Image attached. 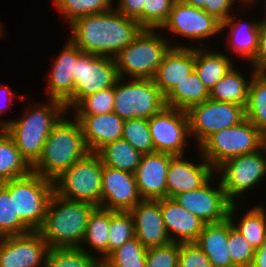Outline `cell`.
<instances>
[{
	"mask_svg": "<svg viewBox=\"0 0 266 267\" xmlns=\"http://www.w3.org/2000/svg\"><path fill=\"white\" fill-rule=\"evenodd\" d=\"M32 166L4 129H0V183L27 176Z\"/></svg>",
	"mask_w": 266,
	"mask_h": 267,
	"instance_id": "32",
	"label": "cell"
},
{
	"mask_svg": "<svg viewBox=\"0 0 266 267\" xmlns=\"http://www.w3.org/2000/svg\"><path fill=\"white\" fill-rule=\"evenodd\" d=\"M245 118L262 133L266 132V74L255 73L252 77Z\"/></svg>",
	"mask_w": 266,
	"mask_h": 267,
	"instance_id": "35",
	"label": "cell"
},
{
	"mask_svg": "<svg viewBox=\"0 0 266 267\" xmlns=\"http://www.w3.org/2000/svg\"><path fill=\"white\" fill-rule=\"evenodd\" d=\"M0 20H1V19H0ZM2 24H3V23H1V21H0V38L4 35V32H5V31H4L5 29H3Z\"/></svg>",
	"mask_w": 266,
	"mask_h": 267,
	"instance_id": "55",
	"label": "cell"
},
{
	"mask_svg": "<svg viewBox=\"0 0 266 267\" xmlns=\"http://www.w3.org/2000/svg\"><path fill=\"white\" fill-rule=\"evenodd\" d=\"M95 208L90 203L67 200L53 193L37 232L49 248H79Z\"/></svg>",
	"mask_w": 266,
	"mask_h": 267,
	"instance_id": "3",
	"label": "cell"
},
{
	"mask_svg": "<svg viewBox=\"0 0 266 267\" xmlns=\"http://www.w3.org/2000/svg\"><path fill=\"white\" fill-rule=\"evenodd\" d=\"M195 68V47H172L158 66L153 77L155 85L165 96Z\"/></svg>",
	"mask_w": 266,
	"mask_h": 267,
	"instance_id": "25",
	"label": "cell"
},
{
	"mask_svg": "<svg viewBox=\"0 0 266 267\" xmlns=\"http://www.w3.org/2000/svg\"><path fill=\"white\" fill-rule=\"evenodd\" d=\"M73 78L74 94L64 103L67 112L82 98L115 86L119 79L115 58L82 52Z\"/></svg>",
	"mask_w": 266,
	"mask_h": 267,
	"instance_id": "10",
	"label": "cell"
},
{
	"mask_svg": "<svg viewBox=\"0 0 266 267\" xmlns=\"http://www.w3.org/2000/svg\"><path fill=\"white\" fill-rule=\"evenodd\" d=\"M99 267H110V266L107 265L104 261H101Z\"/></svg>",
	"mask_w": 266,
	"mask_h": 267,
	"instance_id": "56",
	"label": "cell"
},
{
	"mask_svg": "<svg viewBox=\"0 0 266 267\" xmlns=\"http://www.w3.org/2000/svg\"><path fill=\"white\" fill-rule=\"evenodd\" d=\"M263 3L265 5V6L263 5V9L265 7V10L262 9V12L265 13V14H264V16L262 15L261 20H266V0H263Z\"/></svg>",
	"mask_w": 266,
	"mask_h": 267,
	"instance_id": "54",
	"label": "cell"
},
{
	"mask_svg": "<svg viewBox=\"0 0 266 267\" xmlns=\"http://www.w3.org/2000/svg\"><path fill=\"white\" fill-rule=\"evenodd\" d=\"M146 251L144 245L134 237L114 250L104 262L110 267H146Z\"/></svg>",
	"mask_w": 266,
	"mask_h": 267,
	"instance_id": "38",
	"label": "cell"
},
{
	"mask_svg": "<svg viewBox=\"0 0 266 267\" xmlns=\"http://www.w3.org/2000/svg\"><path fill=\"white\" fill-rule=\"evenodd\" d=\"M32 230L15 213L14 179L0 183V236L23 235Z\"/></svg>",
	"mask_w": 266,
	"mask_h": 267,
	"instance_id": "33",
	"label": "cell"
},
{
	"mask_svg": "<svg viewBox=\"0 0 266 267\" xmlns=\"http://www.w3.org/2000/svg\"><path fill=\"white\" fill-rule=\"evenodd\" d=\"M103 163L97 152H88L53 180L54 193L71 201L101 206Z\"/></svg>",
	"mask_w": 266,
	"mask_h": 267,
	"instance_id": "6",
	"label": "cell"
},
{
	"mask_svg": "<svg viewBox=\"0 0 266 267\" xmlns=\"http://www.w3.org/2000/svg\"><path fill=\"white\" fill-rule=\"evenodd\" d=\"M173 199L205 224L224 221L231 205L216 174L201 187L178 194Z\"/></svg>",
	"mask_w": 266,
	"mask_h": 267,
	"instance_id": "15",
	"label": "cell"
},
{
	"mask_svg": "<svg viewBox=\"0 0 266 267\" xmlns=\"http://www.w3.org/2000/svg\"><path fill=\"white\" fill-rule=\"evenodd\" d=\"M178 267H212L206 254L195 242L180 243Z\"/></svg>",
	"mask_w": 266,
	"mask_h": 267,
	"instance_id": "45",
	"label": "cell"
},
{
	"mask_svg": "<svg viewBox=\"0 0 266 267\" xmlns=\"http://www.w3.org/2000/svg\"><path fill=\"white\" fill-rule=\"evenodd\" d=\"M176 0H145L143 29L160 30L165 24Z\"/></svg>",
	"mask_w": 266,
	"mask_h": 267,
	"instance_id": "42",
	"label": "cell"
},
{
	"mask_svg": "<svg viewBox=\"0 0 266 267\" xmlns=\"http://www.w3.org/2000/svg\"><path fill=\"white\" fill-rule=\"evenodd\" d=\"M236 1L235 0H205L204 11H206L210 15L215 16L218 20L223 22L229 18V16L233 13V11L234 12L236 10L238 11L239 8H236L235 4L240 3L239 6L242 8L241 6L242 2L238 0Z\"/></svg>",
	"mask_w": 266,
	"mask_h": 267,
	"instance_id": "46",
	"label": "cell"
},
{
	"mask_svg": "<svg viewBox=\"0 0 266 267\" xmlns=\"http://www.w3.org/2000/svg\"><path fill=\"white\" fill-rule=\"evenodd\" d=\"M239 1H241L242 2V5L244 6V7H246V8H253L254 6H252V5H255V4H257L258 3V1H260V0H239ZM248 6H251V7H248Z\"/></svg>",
	"mask_w": 266,
	"mask_h": 267,
	"instance_id": "52",
	"label": "cell"
},
{
	"mask_svg": "<svg viewBox=\"0 0 266 267\" xmlns=\"http://www.w3.org/2000/svg\"><path fill=\"white\" fill-rule=\"evenodd\" d=\"M181 1L193 7L204 10L205 0H181Z\"/></svg>",
	"mask_w": 266,
	"mask_h": 267,
	"instance_id": "51",
	"label": "cell"
},
{
	"mask_svg": "<svg viewBox=\"0 0 266 267\" xmlns=\"http://www.w3.org/2000/svg\"><path fill=\"white\" fill-rule=\"evenodd\" d=\"M100 208L113 211H130L142 197L133 173L103 165Z\"/></svg>",
	"mask_w": 266,
	"mask_h": 267,
	"instance_id": "18",
	"label": "cell"
},
{
	"mask_svg": "<svg viewBox=\"0 0 266 267\" xmlns=\"http://www.w3.org/2000/svg\"><path fill=\"white\" fill-rule=\"evenodd\" d=\"M161 212L171 242H195L205 225L172 198L161 199Z\"/></svg>",
	"mask_w": 266,
	"mask_h": 267,
	"instance_id": "23",
	"label": "cell"
},
{
	"mask_svg": "<svg viewBox=\"0 0 266 267\" xmlns=\"http://www.w3.org/2000/svg\"><path fill=\"white\" fill-rule=\"evenodd\" d=\"M234 13L221 23L222 35L223 32L227 31L225 33L226 36L224 34L227 46L225 49L231 50L238 58H242V60L244 59L245 62L247 61L250 64L258 50L259 31L262 20H259L260 17L258 16V19L253 17L251 21H242L243 19L239 17L240 14Z\"/></svg>",
	"mask_w": 266,
	"mask_h": 267,
	"instance_id": "22",
	"label": "cell"
},
{
	"mask_svg": "<svg viewBox=\"0 0 266 267\" xmlns=\"http://www.w3.org/2000/svg\"><path fill=\"white\" fill-rule=\"evenodd\" d=\"M97 153L103 165L133 174L142 157V154L123 138L105 145Z\"/></svg>",
	"mask_w": 266,
	"mask_h": 267,
	"instance_id": "34",
	"label": "cell"
},
{
	"mask_svg": "<svg viewBox=\"0 0 266 267\" xmlns=\"http://www.w3.org/2000/svg\"><path fill=\"white\" fill-rule=\"evenodd\" d=\"M155 152L185 155L191 137L186 111L165 106L148 119ZM190 138V139H189ZM190 142V143H189Z\"/></svg>",
	"mask_w": 266,
	"mask_h": 267,
	"instance_id": "14",
	"label": "cell"
},
{
	"mask_svg": "<svg viewBox=\"0 0 266 267\" xmlns=\"http://www.w3.org/2000/svg\"><path fill=\"white\" fill-rule=\"evenodd\" d=\"M187 112L189 133L197 148L213 133L235 126L245 119L243 106L207 99Z\"/></svg>",
	"mask_w": 266,
	"mask_h": 267,
	"instance_id": "11",
	"label": "cell"
},
{
	"mask_svg": "<svg viewBox=\"0 0 266 267\" xmlns=\"http://www.w3.org/2000/svg\"><path fill=\"white\" fill-rule=\"evenodd\" d=\"M160 30L143 29L140 34L115 57L118 75L127 79H153L158 66L172 47H190L173 44ZM167 37V39H166ZM169 38V40H168ZM188 45V46H187Z\"/></svg>",
	"mask_w": 266,
	"mask_h": 267,
	"instance_id": "5",
	"label": "cell"
},
{
	"mask_svg": "<svg viewBox=\"0 0 266 267\" xmlns=\"http://www.w3.org/2000/svg\"><path fill=\"white\" fill-rule=\"evenodd\" d=\"M67 113L53 126L41 157L32 166V172L52 181L89 152L78 120L69 119Z\"/></svg>",
	"mask_w": 266,
	"mask_h": 267,
	"instance_id": "4",
	"label": "cell"
},
{
	"mask_svg": "<svg viewBox=\"0 0 266 267\" xmlns=\"http://www.w3.org/2000/svg\"><path fill=\"white\" fill-rule=\"evenodd\" d=\"M122 138L127 140L141 154L155 153L148 119L133 118L124 120Z\"/></svg>",
	"mask_w": 266,
	"mask_h": 267,
	"instance_id": "40",
	"label": "cell"
},
{
	"mask_svg": "<svg viewBox=\"0 0 266 267\" xmlns=\"http://www.w3.org/2000/svg\"><path fill=\"white\" fill-rule=\"evenodd\" d=\"M262 134L245 118L235 126L213 133L197 149L216 169L231 158L260 150Z\"/></svg>",
	"mask_w": 266,
	"mask_h": 267,
	"instance_id": "8",
	"label": "cell"
},
{
	"mask_svg": "<svg viewBox=\"0 0 266 267\" xmlns=\"http://www.w3.org/2000/svg\"><path fill=\"white\" fill-rule=\"evenodd\" d=\"M68 25L76 19L92 14L104 13L114 6V0H52Z\"/></svg>",
	"mask_w": 266,
	"mask_h": 267,
	"instance_id": "36",
	"label": "cell"
},
{
	"mask_svg": "<svg viewBox=\"0 0 266 267\" xmlns=\"http://www.w3.org/2000/svg\"><path fill=\"white\" fill-rule=\"evenodd\" d=\"M129 212L134 220L135 237L146 249L171 242L162 217L161 199L142 200Z\"/></svg>",
	"mask_w": 266,
	"mask_h": 267,
	"instance_id": "21",
	"label": "cell"
},
{
	"mask_svg": "<svg viewBox=\"0 0 266 267\" xmlns=\"http://www.w3.org/2000/svg\"><path fill=\"white\" fill-rule=\"evenodd\" d=\"M180 243L147 248L146 267H178Z\"/></svg>",
	"mask_w": 266,
	"mask_h": 267,
	"instance_id": "44",
	"label": "cell"
},
{
	"mask_svg": "<svg viewBox=\"0 0 266 267\" xmlns=\"http://www.w3.org/2000/svg\"><path fill=\"white\" fill-rule=\"evenodd\" d=\"M114 87L82 98L73 108L72 116H94L113 112Z\"/></svg>",
	"mask_w": 266,
	"mask_h": 267,
	"instance_id": "41",
	"label": "cell"
},
{
	"mask_svg": "<svg viewBox=\"0 0 266 267\" xmlns=\"http://www.w3.org/2000/svg\"><path fill=\"white\" fill-rule=\"evenodd\" d=\"M68 37L82 52L115 58L143 30L137 20L114 8L76 19Z\"/></svg>",
	"mask_w": 266,
	"mask_h": 267,
	"instance_id": "1",
	"label": "cell"
},
{
	"mask_svg": "<svg viewBox=\"0 0 266 267\" xmlns=\"http://www.w3.org/2000/svg\"><path fill=\"white\" fill-rule=\"evenodd\" d=\"M173 156L160 152L142 154L134 176L143 200L167 198V173Z\"/></svg>",
	"mask_w": 266,
	"mask_h": 267,
	"instance_id": "19",
	"label": "cell"
},
{
	"mask_svg": "<svg viewBox=\"0 0 266 267\" xmlns=\"http://www.w3.org/2000/svg\"><path fill=\"white\" fill-rule=\"evenodd\" d=\"M229 218L205 224L195 243L206 254L212 267H236L228 247V232L232 228Z\"/></svg>",
	"mask_w": 266,
	"mask_h": 267,
	"instance_id": "26",
	"label": "cell"
},
{
	"mask_svg": "<svg viewBox=\"0 0 266 267\" xmlns=\"http://www.w3.org/2000/svg\"><path fill=\"white\" fill-rule=\"evenodd\" d=\"M100 263L81 248H49L46 267H99Z\"/></svg>",
	"mask_w": 266,
	"mask_h": 267,
	"instance_id": "37",
	"label": "cell"
},
{
	"mask_svg": "<svg viewBox=\"0 0 266 267\" xmlns=\"http://www.w3.org/2000/svg\"><path fill=\"white\" fill-rule=\"evenodd\" d=\"M135 237L134 220L129 211L110 210L108 256Z\"/></svg>",
	"mask_w": 266,
	"mask_h": 267,
	"instance_id": "39",
	"label": "cell"
},
{
	"mask_svg": "<svg viewBox=\"0 0 266 267\" xmlns=\"http://www.w3.org/2000/svg\"><path fill=\"white\" fill-rule=\"evenodd\" d=\"M25 97V94L19 95L17 93L16 95V92L12 91V88H10L8 85L0 84V129H3V127L6 125V120L3 118V114L7 112V110L10 111L12 109L11 107H13V102L15 100L14 98H17V100L18 98L19 100H22Z\"/></svg>",
	"mask_w": 266,
	"mask_h": 267,
	"instance_id": "49",
	"label": "cell"
},
{
	"mask_svg": "<svg viewBox=\"0 0 266 267\" xmlns=\"http://www.w3.org/2000/svg\"><path fill=\"white\" fill-rule=\"evenodd\" d=\"M221 23L215 16L208 14L203 9L176 0L167 21L160 30H165L162 33L169 31L171 38L176 34L177 38L178 36L187 38L189 44L190 41L193 43L196 41L199 42L198 47H206L202 42L206 43L209 39L213 40L212 37H218L221 34Z\"/></svg>",
	"mask_w": 266,
	"mask_h": 267,
	"instance_id": "13",
	"label": "cell"
},
{
	"mask_svg": "<svg viewBox=\"0 0 266 267\" xmlns=\"http://www.w3.org/2000/svg\"><path fill=\"white\" fill-rule=\"evenodd\" d=\"M239 69L241 68H237V66L234 65L211 89L209 99L232 102L245 108L249 94V86L255 71L250 67V75L249 79H247V74H242Z\"/></svg>",
	"mask_w": 266,
	"mask_h": 267,
	"instance_id": "30",
	"label": "cell"
},
{
	"mask_svg": "<svg viewBox=\"0 0 266 267\" xmlns=\"http://www.w3.org/2000/svg\"><path fill=\"white\" fill-rule=\"evenodd\" d=\"M228 247L236 267H251L255 248L234 227L228 232Z\"/></svg>",
	"mask_w": 266,
	"mask_h": 267,
	"instance_id": "43",
	"label": "cell"
},
{
	"mask_svg": "<svg viewBox=\"0 0 266 267\" xmlns=\"http://www.w3.org/2000/svg\"><path fill=\"white\" fill-rule=\"evenodd\" d=\"M196 155L199 156L198 163L185 155L171 158L167 173V198L173 199L178 194L197 189L215 174V169L203 158L199 149Z\"/></svg>",
	"mask_w": 266,
	"mask_h": 267,
	"instance_id": "17",
	"label": "cell"
},
{
	"mask_svg": "<svg viewBox=\"0 0 266 267\" xmlns=\"http://www.w3.org/2000/svg\"><path fill=\"white\" fill-rule=\"evenodd\" d=\"M251 267H266V239L259 248L255 249Z\"/></svg>",
	"mask_w": 266,
	"mask_h": 267,
	"instance_id": "50",
	"label": "cell"
},
{
	"mask_svg": "<svg viewBox=\"0 0 266 267\" xmlns=\"http://www.w3.org/2000/svg\"><path fill=\"white\" fill-rule=\"evenodd\" d=\"M109 225L110 210L96 207L89 216L84 239L79 248L104 261L108 257Z\"/></svg>",
	"mask_w": 266,
	"mask_h": 267,
	"instance_id": "29",
	"label": "cell"
},
{
	"mask_svg": "<svg viewBox=\"0 0 266 267\" xmlns=\"http://www.w3.org/2000/svg\"><path fill=\"white\" fill-rule=\"evenodd\" d=\"M82 129L89 152L122 138L124 120L114 112L94 116H73Z\"/></svg>",
	"mask_w": 266,
	"mask_h": 267,
	"instance_id": "24",
	"label": "cell"
},
{
	"mask_svg": "<svg viewBox=\"0 0 266 267\" xmlns=\"http://www.w3.org/2000/svg\"><path fill=\"white\" fill-rule=\"evenodd\" d=\"M27 106L19 119H7L3 129L12 138L26 161L33 166L41 157L44 144L53 126L67 112L62 101L47 98ZM34 107V108H33Z\"/></svg>",
	"mask_w": 266,
	"mask_h": 267,
	"instance_id": "2",
	"label": "cell"
},
{
	"mask_svg": "<svg viewBox=\"0 0 266 267\" xmlns=\"http://www.w3.org/2000/svg\"><path fill=\"white\" fill-rule=\"evenodd\" d=\"M53 193V181L34 172L14 179L15 213L32 231L42 225Z\"/></svg>",
	"mask_w": 266,
	"mask_h": 267,
	"instance_id": "12",
	"label": "cell"
},
{
	"mask_svg": "<svg viewBox=\"0 0 266 267\" xmlns=\"http://www.w3.org/2000/svg\"><path fill=\"white\" fill-rule=\"evenodd\" d=\"M250 66L257 74H266V20L260 24L258 50Z\"/></svg>",
	"mask_w": 266,
	"mask_h": 267,
	"instance_id": "48",
	"label": "cell"
},
{
	"mask_svg": "<svg viewBox=\"0 0 266 267\" xmlns=\"http://www.w3.org/2000/svg\"><path fill=\"white\" fill-rule=\"evenodd\" d=\"M62 50L52 62L47 74L46 92L49 99H56L65 103L74 94L73 73L76 61L82 51L68 38Z\"/></svg>",
	"mask_w": 266,
	"mask_h": 267,
	"instance_id": "20",
	"label": "cell"
},
{
	"mask_svg": "<svg viewBox=\"0 0 266 267\" xmlns=\"http://www.w3.org/2000/svg\"><path fill=\"white\" fill-rule=\"evenodd\" d=\"M48 250L37 231L2 237L0 267H46Z\"/></svg>",
	"mask_w": 266,
	"mask_h": 267,
	"instance_id": "16",
	"label": "cell"
},
{
	"mask_svg": "<svg viewBox=\"0 0 266 267\" xmlns=\"http://www.w3.org/2000/svg\"><path fill=\"white\" fill-rule=\"evenodd\" d=\"M215 174L231 203H245L249 192L266 180V159L261 149L238 155L219 165Z\"/></svg>",
	"mask_w": 266,
	"mask_h": 267,
	"instance_id": "7",
	"label": "cell"
},
{
	"mask_svg": "<svg viewBox=\"0 0 266 267\" xmlns=\"http://www.w3.org/2000/svg\"><path fill=\"white\" fill-rule=\"evenodd\" d=\"M210 91L193 71L179 84L175 85L165 96L167 107L188 111L192 106L209 99Z\"/></svg>",
	"mask_w": 266,
	"mask_h": 267,
	"instance_id": "31",
	"label": "cell"
},
{
	"mask_svg": "<svg viewBox=\"0 0 266 267\" xmlns=\"http://www.w3.org/2000/svg\"><path fill=\"white\" fill-rule=\"evenodd\" d=\"M114 95L113 112L123 120L149 119L166 106L164 95L153 79L119 77L114 86Z\"/></svg>",
	"mask_w": 266,
	"mask_h": 267,
	"instance_id": "9",
	"label": "cell"
},
{
	"mask_svg": "<svg viewBox=\"0 0 266 267\" xmlns=\"http://www.w3.org/2000/svg\"><path fill=\"white\" fill-rule=\"evenodd\" d=\"M198 43L190 45L195 47V68L199 79L211 91V89L223 78L236 64L231 59V53L219 50H211L209 47H198ZM196 45V46H195Z\"/></svg>",
	"mask_w": 266,
	"mask_h": 267,
	"instance_id": "28",
	"label": "cell"
},
{
	"mask_svg": "<svg viewBox=\"0 0 266 267\" xmlns=\"http://www.w3.org/2000/svg\"><path fill=\"white\" fill-rule=\"evenodd\" d=\"M254 204L247 211L245 209L243 215H239L238 207L241 208L243 203H231L228 218L232 226L257 249L266 239V205Z\"/></svg>",
	"mask_w": 266,
	"mask_h": 267,
	"instance_id": "27",
	"label": "cell"
},
{
	"mask_svg": "<svg viewBox=\"0 0 266 267\" xmlns=\"http://www.w3.org/2000/svg\"><path fill=\"white\" fill-rule=\"evenodd\" d=\"M261 150L266 159V132H264L261 137Z\"/></svg>",
	"mask_w": 266,
	"mask_h": 267,
	"instance_id": "53",
	"label": "cell"
},
{
	"mask_svg": "<svg viewBox=\"0 0 266 267\" xmlns=\"http://www.w3.org/2000/svg\"><path fill=\"white\" fill-rule=\"evenodd\" d=\"M117 3L113 6L122 15L137 20L143 28V5L145 0H114Z\"/></svg>",
	"mask_w": 266,
	"mask_h": 267,
	"instance_id": "47",
	"label": "cell"
}]
</instances>
